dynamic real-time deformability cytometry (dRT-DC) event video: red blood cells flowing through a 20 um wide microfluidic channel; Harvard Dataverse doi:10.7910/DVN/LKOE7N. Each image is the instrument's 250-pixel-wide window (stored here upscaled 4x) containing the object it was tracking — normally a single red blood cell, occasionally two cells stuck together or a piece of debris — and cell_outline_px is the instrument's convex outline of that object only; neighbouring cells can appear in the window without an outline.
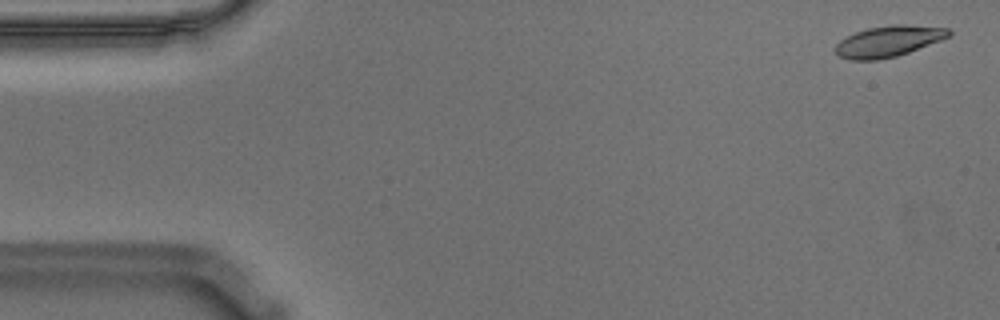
{"species": "Egyptian fruit bat (a non-hibernating species)", "species_latin": "Rousettus aegyptiacus", "temperature_condition": "warm", "stored_images_in_passage": 56, "camera_frame_rate_fps": 3000, "um_per_image_px": 0.085, "animal": {"sex": "male"}, "frame": {"image": 1, "passage_image": 2, "time_ms": 0.333, "image_size_px": [1000, 320], "cell_outline_px": [[952, 32], [948, 36], [940, 40], [908, 52], [896, 56], [876, 60], [848, 60], [840, 56], [836, 52], [836, 44], [840, 40], [856, 32], [868, 28], [892, 24], [904, 24], [948, 28]], "centroid_in_image_um": [75.51, 3.5], "position_along_channel_um": 9.5, "area_um2": 20.23}}
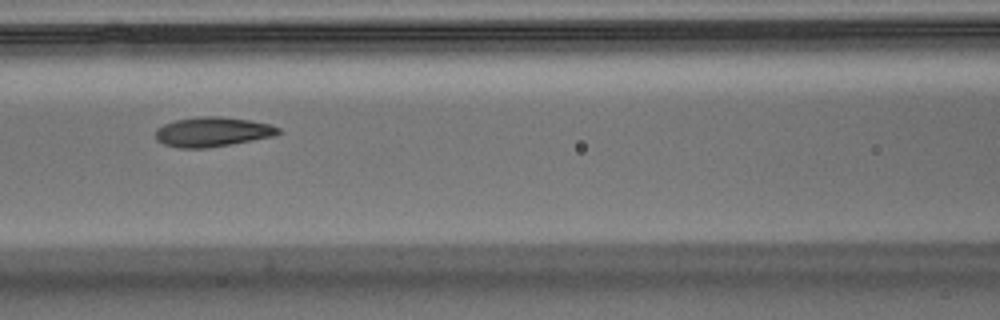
{"frame": {"image": 2, "passage_image": 24, "time_ms": 7.667, "image_size_px": [1000, 320], "cell_outline_px": [[280, 132], [276, 136], [208, 148], [176, 148], [164, 144], [156, 140], [156, 128], [164, 124], [176, 120], [200, 116], [220, 116], [248, 120], [272, 124], [280, 128]], "centroid_in_image_um": [18.07, 11.21], "position_along_channel_um": 148.5, "area_um2": 21.33}}
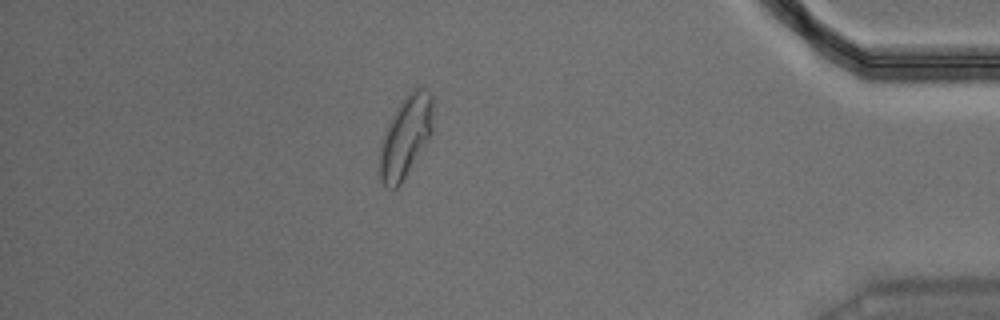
{"frame": {"image": 3, "passage_image": 49, "time_ms": 16.0, "image_size_px": [1000, 320], "cell_outline_px": [[432, 132], [400, 184], [396, 188], [388, 188], [380, 180], [380, 140], [388, 120], [400, 104], [416, 88], [424, 88], [432, 96]], "centroid_in_image_um": [34.44, 11.62], "position_along_channel_um": 400.8, "area_um2": 24.68}, "authors_computed_cell_mechanics": {"area_um2": 21.0392, "velocity_mm_per_s": 3.5426, "shape_relaxation_time_tau1_ms": 5.465, "shape_relaxation_time_tau2_ms": 1.551, "deformation_change_tau1": 0.1732, "deformation_change_tau2": 0.0665}}